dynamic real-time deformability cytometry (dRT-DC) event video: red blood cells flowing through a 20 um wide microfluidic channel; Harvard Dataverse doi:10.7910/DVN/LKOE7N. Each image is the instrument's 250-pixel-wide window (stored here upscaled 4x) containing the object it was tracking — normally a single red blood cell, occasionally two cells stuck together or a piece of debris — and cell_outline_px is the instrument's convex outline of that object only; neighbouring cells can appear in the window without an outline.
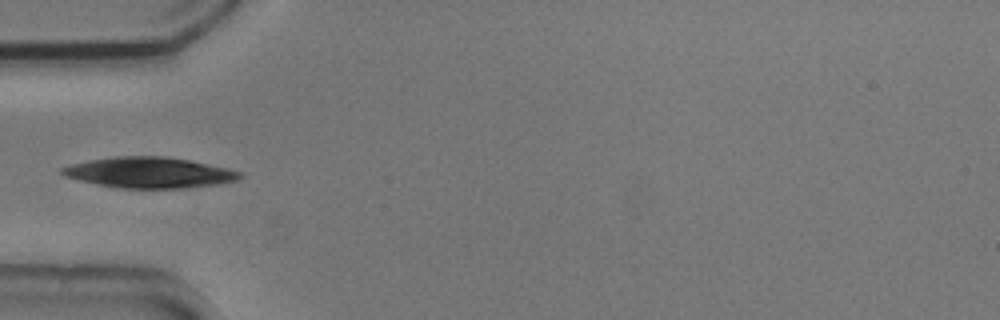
{"species": "common noctule bat (a hibernating species)", "species_latin": "Nyctalus noctula", "temperature_condition": "cold", "stored_images_in_passage": 4, "camera_frame_rate_fps": 3000, "um_per_image_px": 0.085, "animal": {"sex": "male", "body_mass_g": 20.5, "forearm_length_mm": 52.5}, "frame": {"image": 1, "passage_image": 4, "time_ms": 1.0, "image_size_px": [1000, 320], "cell_outline_px": [[244, 176], [236, 180], [216, 184], [188, 188], [120, 188], [96, 184], [64, 176], [60, 172], [60, 168], [72, 164], [88, 160], [116, 156], [164, 156], [188, 160], [228, 168], [240, 172]], "centroid_in_image_um": [12.67, 14.67], "position_along_channel_um": 72.3, "area_um2": 31.73}}